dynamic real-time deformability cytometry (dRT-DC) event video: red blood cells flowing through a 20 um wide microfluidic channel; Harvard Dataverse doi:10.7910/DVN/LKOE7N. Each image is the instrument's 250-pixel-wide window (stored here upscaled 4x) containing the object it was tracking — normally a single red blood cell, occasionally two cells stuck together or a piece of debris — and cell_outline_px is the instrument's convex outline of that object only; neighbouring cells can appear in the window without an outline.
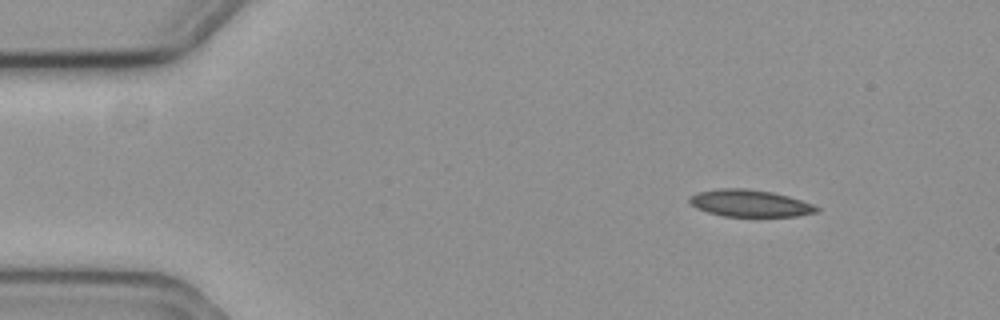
{"species": "common noctule bat (a hibernating species)", "species_latin": "Nyctalus noctula", "temperature_condition": "cold", "stored_images_in_passage": 57, "camera_frame_rate_fps": 3000, "um_per_image_px": 0.085, "animal": {"sex": "female", "body_mass_g": 19.3, "forearm_length_mm": 54.1}, "frame": {"image": 1, "passage_image": 7, "time_ms": 2.0, "image_size_px": [1000, 320], "cell_outline_px": [[820, 208], [816, 212], [796, 216], [724, 216], [708, 212], [696, 208], [688, 200], [692, 196], [700, 192], [720, 188], [744, 188], [772, 192], [788, 196], [812, 204]], "centroid_in_image_um": [63.74, 17.28], "position_along_channel_um": 21.3, "area_um2": 19.65}}
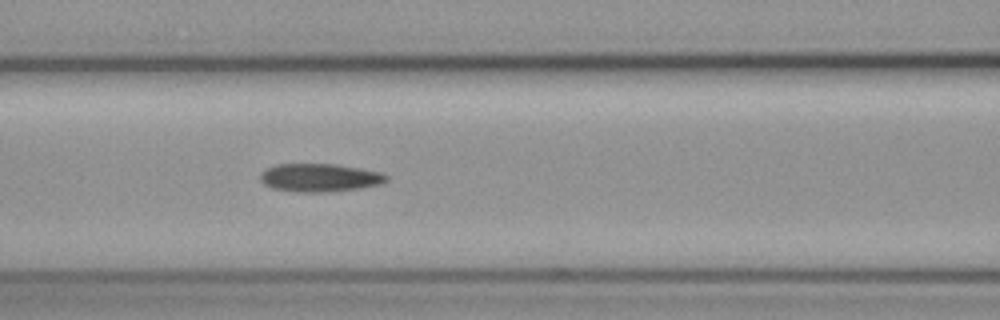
{"frame": {"image": 2, "passage_image": 24, "time_ms": 7.667, "image_size_px": [1000, 320], "cell_outline_px": [[388, 180], [384, 184], [360, 188], [332, 192], [296, 192], [272, 188], [264, 184], [260, 180], [260, 172], [276, 164], [336, 164], [380, 172], [388, 176]], "centroid_in_image_um": [27.18, 15.11], "position_along_channel_um": 139.4, "area_um2": 20.87}}
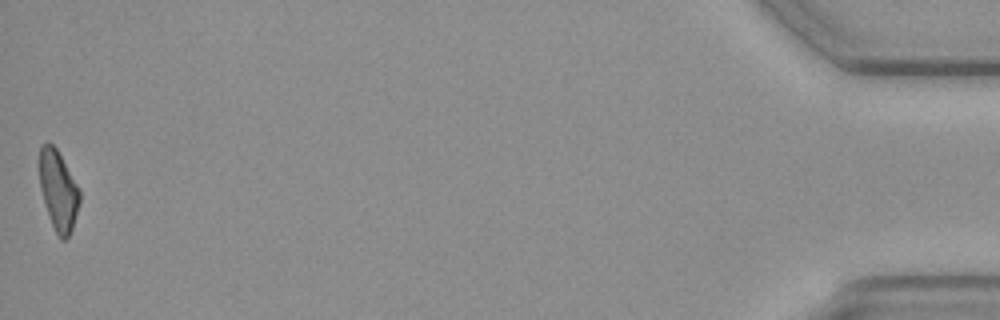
{"frame": {"image": 3, "passage_image": 57, "time_ms": 18.667, "image_size_px": [1000, 320], "cell_outline_px": [[80, 204], [72, 228], [68, 236], [64, 240], [60, 240], [52, 224], [40, 188], [40, 148], [48, 140], [56, 148], [80, 188]], "centroid_in_image_um": [4.98, 16.18], "position_along_channel_um": 430.2, "area_um2": 18.5}, "authors_computed_cell_mechanics": {"area_um2": 20.23, "velocity_mm_per_s": 3.6036, "shape_relaxation_time_tau1_ms": 4.6994, "shape_relaxation_time_tau2_ms": null, "deformation_change_tau1": 0.1355, "deformation_change_tau2": null}}